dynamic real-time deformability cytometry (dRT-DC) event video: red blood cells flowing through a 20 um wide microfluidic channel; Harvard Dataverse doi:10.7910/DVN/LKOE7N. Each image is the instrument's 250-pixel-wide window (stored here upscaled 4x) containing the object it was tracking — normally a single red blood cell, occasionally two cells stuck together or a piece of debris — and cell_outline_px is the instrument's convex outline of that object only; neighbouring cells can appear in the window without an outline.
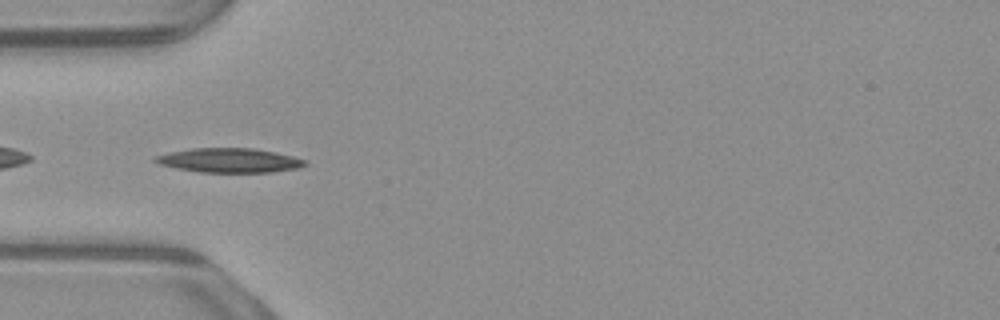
{"species": "common noctule bat (a hibernating species)", "species_latin": "Nyctalus noctula", "temperature_condition": "warm", "stored_images_in_passage": 24, "camera_frame_rate_fps": 3000, "um_per_image_px": 0.085, "animal": {"sex": "male", "body_mass_g": 23.1, "forearm_length_mm": 52.7}, "frame": {"image": 1, "passage_image": 2, "time_ms": 0.333, "image_size_px": [1000, 320], "cell_outline_px": [[308, 164], [300, 168], [272, 172], [200, 172], [176, 168], [160, 164], [152, 160], [156, 156], [168, 152], [192, 148], [252, 148], [276, 152], [308, 160]], "centroid_in_image_um": [19.53, 13.63], "position_along_channel_um": 65.5, "area_um2": 21.33}}
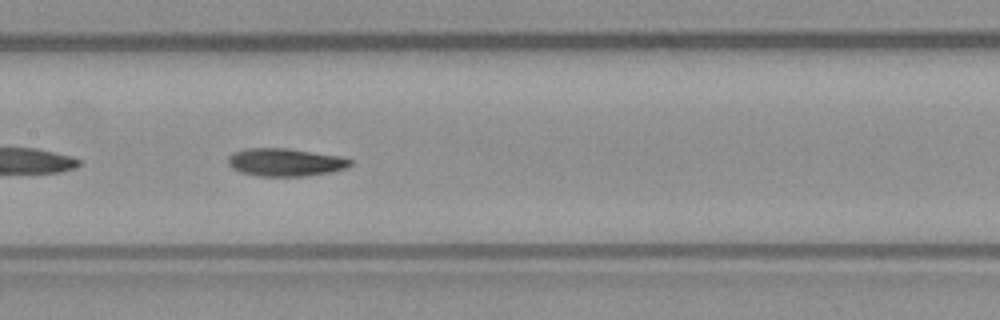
{"frame": {"image": 2, "passage_image": 11, "time_ms": 3.333, "image_size_px": [1000, 320], "cell_outline_px": [[352, 164], [348, 168], [332, 172], [308, 176], [260, 176], [240, 172], [232, 168], [228, 164], [228, 156], [232, 152], [244, 148], [288, 148], [344, 156], [352, 160]], "centroid_in_image_um": [24.29, 13.78], "position_along_channel_um": 183.1, "area_um2": 20.29}}
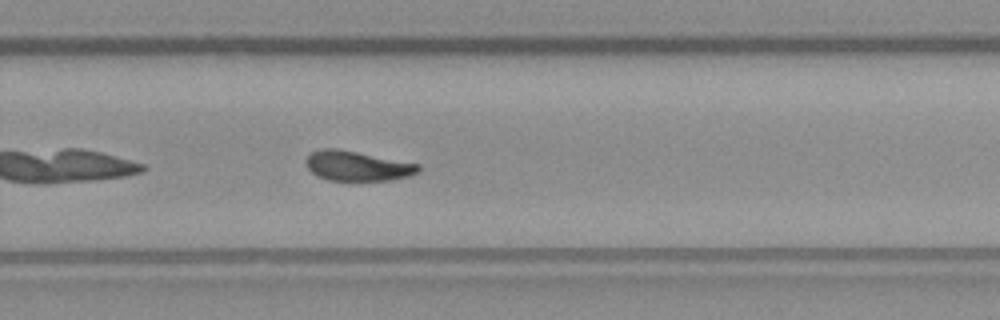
{"frame": {"image": 3, "passage_image": 20, "time_ms": 6.333, "image_size_px": [1000, 320], "cell_outline_px": [[420, 168], [416, 172], [408, 176], [392, 180], [328, 180], [316, 176], [308, 168], [304, 160], [312, 152], [320, 148], [336, 148], [420, 164]], "centroid_in_image_um": [30.33, 14.1], "position_along_channel_um": 299.5, "area_um2": 19.42}}